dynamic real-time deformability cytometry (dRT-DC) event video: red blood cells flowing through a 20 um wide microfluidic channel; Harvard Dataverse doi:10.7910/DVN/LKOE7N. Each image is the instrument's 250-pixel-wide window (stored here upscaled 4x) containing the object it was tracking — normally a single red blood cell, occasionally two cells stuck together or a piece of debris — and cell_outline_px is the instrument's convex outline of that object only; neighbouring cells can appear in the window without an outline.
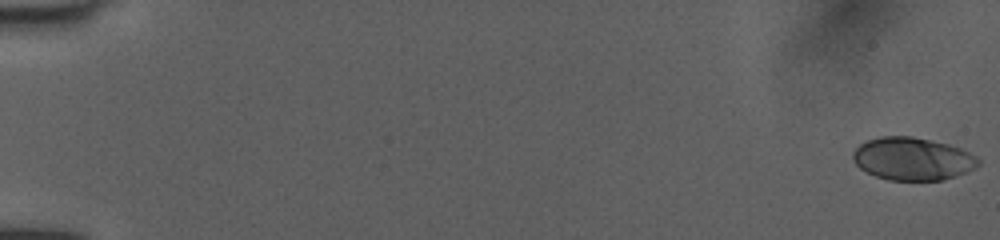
{"species": "human", "species_latin": "Homo sapiens", "temperature_condition": "room temperature", "stored_images_in_passage": 53, "camera_frame_rate_fps": 3000, "um_per_image_px": 0.085, "donor": {"sex": "female"}, "frame": {"image": 1, "passage_image": 1, "time_ms": 0.0, "image_size_px": [1000, 240], "cell_outline_px": [[980, 164], [976, 168], [968, 172], [944, 180], [888, 180], [876, 176], [860, 168], [852, 160], [852, 152], [860, 144], [868, 140], [880, 136], [912, 136], [948, 144], [960, 148], [976, 156], [980, 160]], "centroid_in_image_um": [77.58, 13.5], "position_along_channel_um": 7.4, "area_um2": 31.39}}
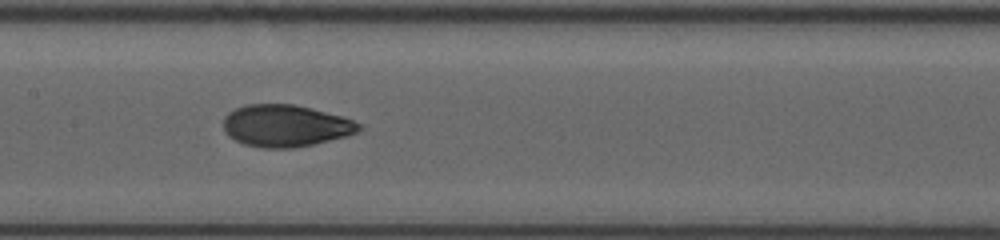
{"frame": {"image": 2, "passage_image": 28, "time_ms": 9.0, "image_size_px": [1000, 240], "cell_outline_px": [[364, 128], [348, 136], [312, 144], [292, 148], [264, 148], [244, 144], [228, 136], [224, 132], [224, 116], [228, 112], [244, 104], [296, 104], [344, 116], [364, 124]], "centroid_in_image_um": [24.31, 10.68], "position_along_channel_um": 183.1, "area_um2": 33.52}}
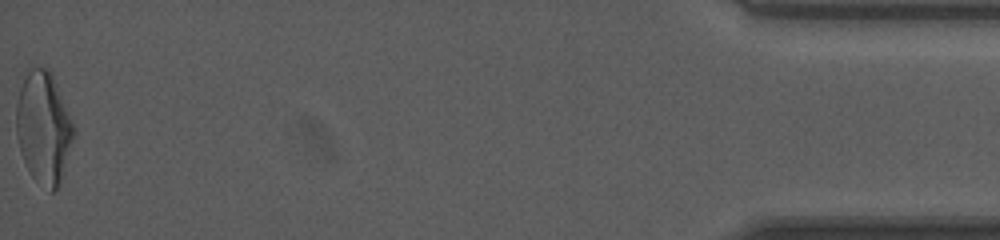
{"frame": {"image": 3, "passage_image": 53, "time_ms": 17.333, "image_size_px": [1000, 240], "cell_outline_px": [[76, 132], [64, 172], [60, 184], [52, 192], [32, 176], [20, 152], [16, 132], [16, 104], [24, 68], [48, 68], [52, 72], [76, 128]], "centroid_in_image_um": [3.71, 10.78], "position_along_channel_um": 431.5, "area_um2": 37.97}, "authors_computed_cell_mechanics": {"area_um2": 32.8304, "velocity_mm_per_s": 4.0313, "shape_relaxation_time_tau1_ms": 6.2896, "shape_relaxation_time_tau2_ms": 1.1555, "deformation_change_tau1": 0.2053, "deformation_change_tau2": 0.0571}}